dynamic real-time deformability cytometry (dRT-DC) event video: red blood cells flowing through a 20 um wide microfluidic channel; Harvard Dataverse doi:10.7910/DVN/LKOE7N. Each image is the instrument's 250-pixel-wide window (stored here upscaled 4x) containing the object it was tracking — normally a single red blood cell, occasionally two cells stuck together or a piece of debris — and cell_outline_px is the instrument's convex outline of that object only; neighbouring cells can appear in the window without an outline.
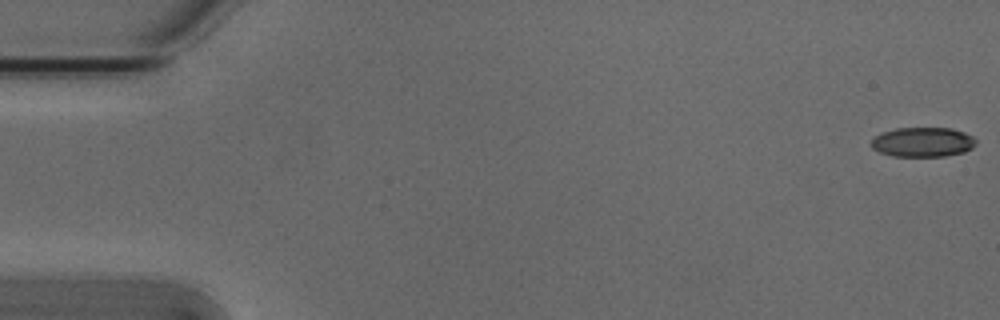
{"species": "Egyptian fruit bat (a non-hibernating species)", "species_latin": "Rousettus aegyptiacus", "temperature_condition": "cold", "stored_images_in_passage": 54, "camera_frame_rate_fps": 3000, "um_per_image_px": 0.085, "animal": {"sex": "male"}, "frame": {"image": 1, "passage_image": 1, "time_ms": 0.0, "image_size_px": [1000, 320], "cell_outline_px": [[976, 144], [972, 148], [964, 152], [944, 156], [892, 156], [880, 152], [872, 148], [868, 144], [876, 136], [884, 132], [896, 128], [952, 128], [964, 132], [972, 136], [976, 140]], "centroid_in_image_um": [78.44, 12.08], "position_along_channel_um": 6.6, "area_um2": 18.09}}
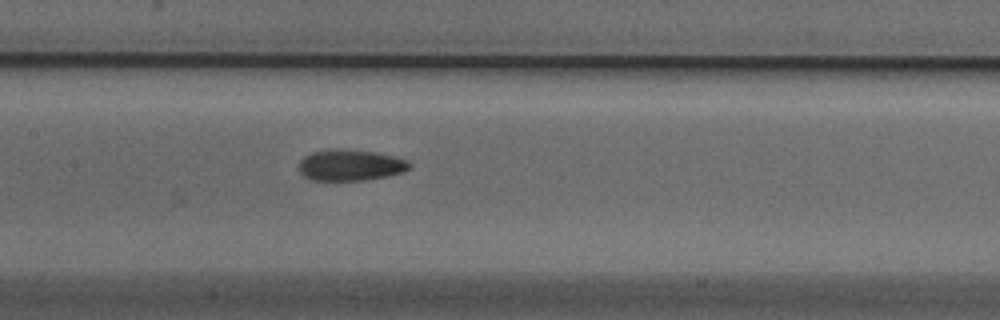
{"frame": {"image": 2, "passage_image": 26, "time_ms": 8.333, "image_size_px": [1000, 320], "cell_outline_px": [[412, 164], [404, 172], [388, 176], [364, 180], [312, 180], [304, 176], [300, 172], [300, 160], [304, 156], [312, 152], [328, 148], [336, 148], [372, 152], [392, 156], [408, 160]], "centroid_in_image_um": [29.77, 14.03], "position_along_channel_um": 177.6, "area_um2": 20.06}}
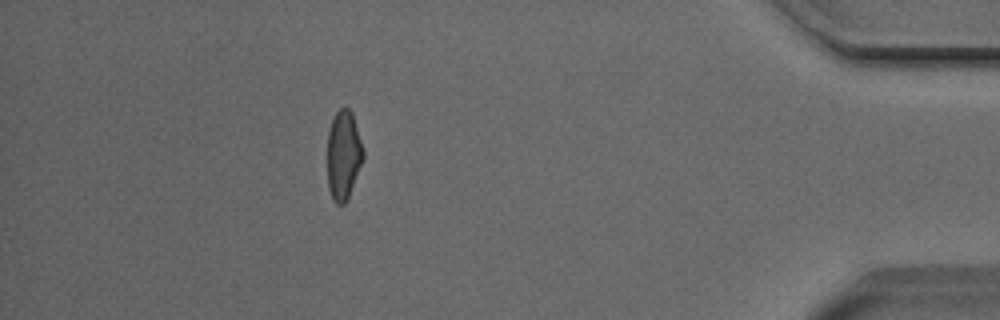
{"frame": {"image": 3, "passage_image": 48, "time_ms": 15.667, "image_size_px": [1000, 320], "cell_outline_px": [[364, 156], [348, 196], [344, 204], [336, 204], [332, 200], [328, 188], [328, 132], [332, 120], [336, 112], [340, 108], [348, 108], [352, 112], [364, 152]], "centroid_in_image_um": [29.18, 13.18], "position_along_channel_um": 406.0, "area_um2": 18.32}, "authors_computed_cell_mechanics": {"area_um2": 19.4208, "velocity_mm_per_s": 3.8396, "shape_relaxation_time_tau1_ms": 6.9002, "shape_relaxation_time_tau2_ms": 2.8067, "deformation_change_tau1": 0.1751, "deformation_change_tau2": 0.0916}}